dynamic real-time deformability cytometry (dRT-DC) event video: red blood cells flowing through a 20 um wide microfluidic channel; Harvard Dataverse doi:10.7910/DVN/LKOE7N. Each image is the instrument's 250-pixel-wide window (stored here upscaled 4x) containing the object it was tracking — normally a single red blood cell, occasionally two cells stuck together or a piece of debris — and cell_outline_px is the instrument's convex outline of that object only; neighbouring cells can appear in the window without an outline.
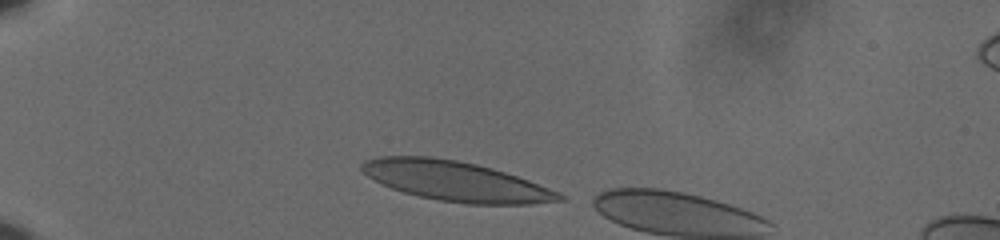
{"species": "human", "species_latin": "Homo sapiens", "temperature_condition": "cold", "stored_images_in_passage": 4, "camera_frame_rate_fps": 3000, "um_per_image_px": 0.085, "donor": {"sex": "male"}, "frame": {"image": 1, "passage_image": 1, "time_ms": 0.0, "image_size_px": [1000, 240], "cell_outline_px": [[568, 200], [532, 204], [468, 204], [440, 200], [420, 196], [404, 192], [392, 188], [368, 176], [360, 168], [360, 164], [364, 160], [380, 156], [432, 156], [456, 160], [476, 164], [492, 168], [528, 180], [560, 192], [568, 196]], "centroid_in_image_um": [38.79, 15.4], "position_along_channel_um": 46.2, "area_um2": 45.72}}